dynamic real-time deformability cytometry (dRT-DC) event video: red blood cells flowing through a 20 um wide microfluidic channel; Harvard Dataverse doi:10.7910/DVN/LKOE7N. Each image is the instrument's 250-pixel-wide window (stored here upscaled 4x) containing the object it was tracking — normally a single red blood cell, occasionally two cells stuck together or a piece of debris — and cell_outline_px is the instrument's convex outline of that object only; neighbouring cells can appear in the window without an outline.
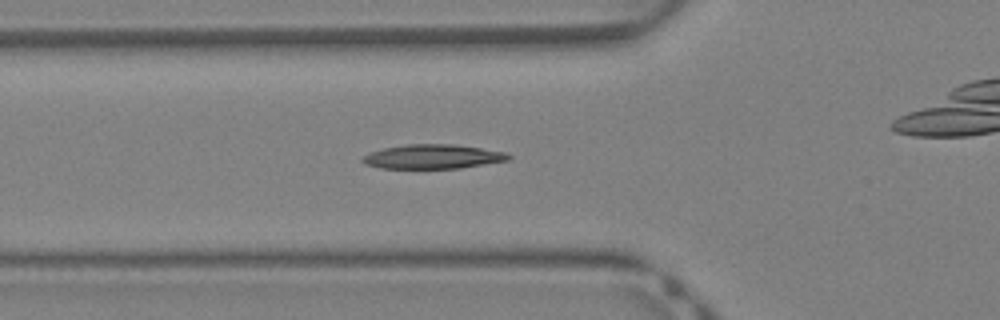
{"species": "Egyptian fruit bat (a non-hibernating species)", "species_latin": "Rousettus aegyptiacus", "temperature_condition": "warm", "stored_images_in_passage": 39, "camera_frame_rate_fps": 3000, "um_per_image_px": 0.085, "animal": {"sex": "female"}, "frame": {"image": 1, "passage_image": 12, "time_ms": 3.667, "image_size_px": [1000, 320], "cell_outline_px": [[512, 156], [508, 160], [460, 168], [380, 168], [364, 164], [360, 160], [368, 152], [384, 148], [408, 144], [452, 144], [508, 152]], "centroid_in_image_um": [36.77, 13.31], "position_along_channel_um": 89.0, "area_um2": 20.63}}
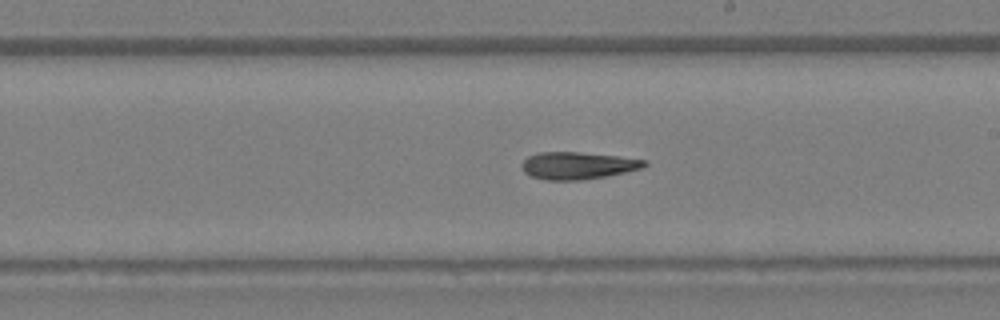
{"frame": {"image": 2, "passage_image": 21, "time_ms": 6.667, "image_size_px": [1000, 320], "cell_outline_px": [[648, 164], [640, 168], [624, 172], [604, 176], [580, 180], [548, 180], [532, 176], [524, 172], [524, 160], [528, 156], [540, 152], [576, 152], [616, 156], [648, 160]], "centroid_in_image_um": [49.12, 14.07], "position_along_channel_um": 239.9, "area_um2": 19.02}}
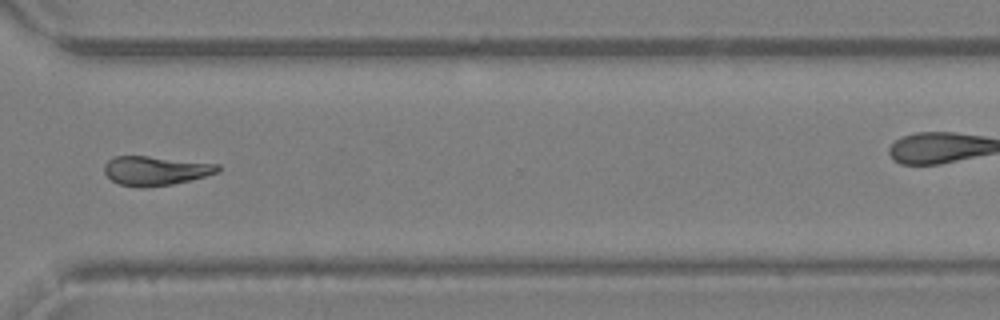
{"frame": {"image": 3, "passage_image": 28, "time_ms": 9.0, "image_size_px": [1000, 320], "cell_outline_px": [[220, 172], [172, 184], [144, 188], [140, 188], [120, 184], [112, 180], [104, 172], [104, 164], [112, 156], [148, 156], [220, 164]], "centroid_in_image_um": [13.2, 14.5], "position_along_channel_um": 357.4, "area_um2": 19.31}}